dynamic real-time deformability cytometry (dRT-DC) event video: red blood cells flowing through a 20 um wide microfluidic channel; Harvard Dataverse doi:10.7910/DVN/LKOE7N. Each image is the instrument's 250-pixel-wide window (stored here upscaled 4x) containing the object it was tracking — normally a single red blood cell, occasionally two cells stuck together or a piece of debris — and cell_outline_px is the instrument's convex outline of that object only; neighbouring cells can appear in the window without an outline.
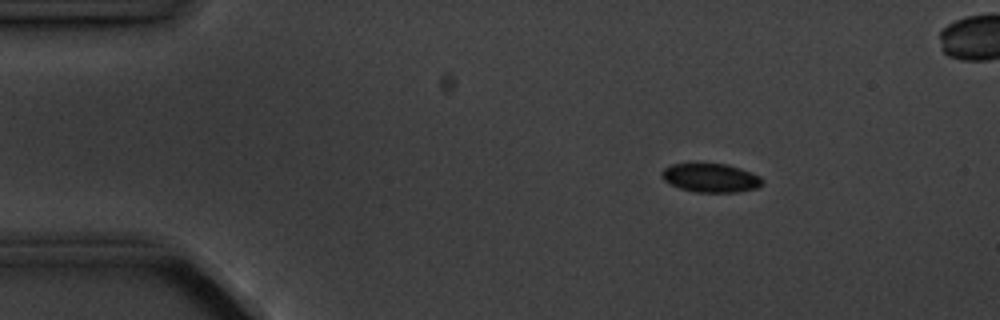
{"species": "common noctule bat (a hibernating species)", "species_latin": "Nyctalus noctula", "temperature_condition": "cold", "stored_images_in_passage": 6, "camera_frame_rate_fps": 3000, "um_per_image_px": 0.085, "animal": {"sex": "male", "body_mass_g": 20.1, "forearm_length_mm": 53.5}, "frame": {"image": 1, "passage_image": 3, "time_ms": 2.333, "image_size_px": [1000, 320], "cell_outline_px": [[764, 184], [756, 188], [736, 192], [696, 192], [680, 188], [664, 180], [660, 176], [660, 172], [664, 168], [672, 164], [728, 164], [752, 172], [760, 176], [764, 180]], "centroid_in_image_um": [60.43, 15.12], "position_along_channel_um": 24.6, "area_um2": 16.88}}